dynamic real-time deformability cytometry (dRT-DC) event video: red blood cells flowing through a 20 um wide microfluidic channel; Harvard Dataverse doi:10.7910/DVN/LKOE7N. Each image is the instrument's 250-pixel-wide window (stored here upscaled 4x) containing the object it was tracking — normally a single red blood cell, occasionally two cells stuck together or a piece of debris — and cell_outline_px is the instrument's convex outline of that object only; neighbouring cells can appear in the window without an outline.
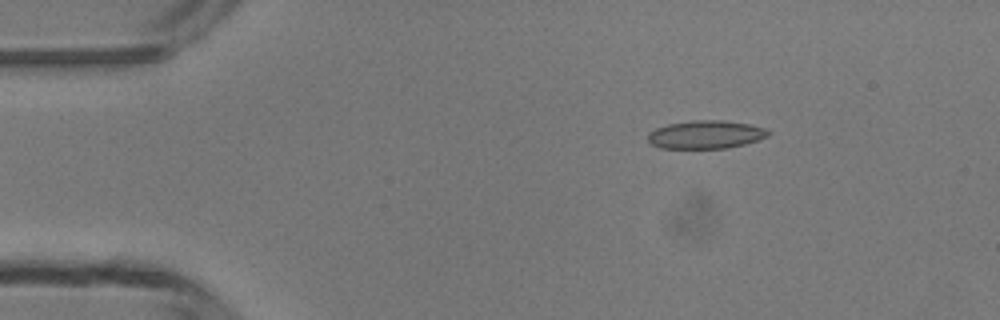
{"species": "common noctule bat (a hibernating species)", "species_latin": "Nyctalus noctula", "temperature_condition": "room temperature", "stored_images_in_passage": 5, "camera_frame_rate_fps": 3000, "um_per_image_px": 0.085, "animal": {"sex": "male", "body_mass_g": 13.3}, "frame": {"image": 1, "passage_image": 1, "time_ms": 0.0, "image_size_px": [1000, 320], "cell_outline_px": [[772, 132], [768, 136], [744, 144], [728, 148], [660, 148], [652, 144], [648, 140], [648, 132], [656, 128], [668, 124], [692, 120], [724, 120], [748, 124], [764, 128]], "centroid_in_image_um": [59.98, 11.43], "position_along_channel_um": 25.0, "area_um2": 19.71}}
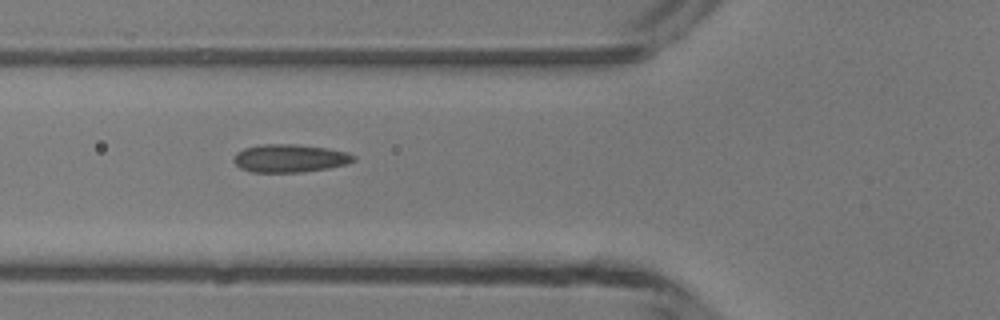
{"frame": {"image": 2, "passage_image": 4, "time_ms": 3.333, "image_size_px": [1000, 320], "cell_outline_px": [[356, 160], [348, 164], [328, 168], [300, 172], [252, 172], [240, 168], [232, 160], [236, 152], [244, 148], [260, 144], [296, 144], [328, 148], [348, 152], [356, 156]], "centroid_in_image_um": [24.64, 13.44], "position_along_channel_um": 101.2, "area_um2": 19.77}}
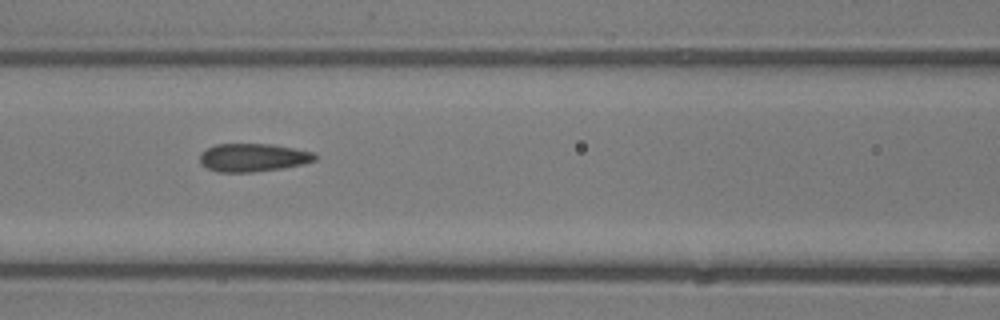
{"frame": {"image": 3, "passage_image": 5, "time_ms": 4.333, "image_size_px": [1000, 320], "cell_outline_px": [[316, 160], [304, 164], [280, 168], [252, 172], [220, 172], [208, 168], [200, 164], [200, 152], [216, 144], [272, 144], [312, 152], [316, 156]], "centroid_in_image_um": [21.48, 13.39], "position_along_channel_um": 145.1, "area_um2": 18.73}}